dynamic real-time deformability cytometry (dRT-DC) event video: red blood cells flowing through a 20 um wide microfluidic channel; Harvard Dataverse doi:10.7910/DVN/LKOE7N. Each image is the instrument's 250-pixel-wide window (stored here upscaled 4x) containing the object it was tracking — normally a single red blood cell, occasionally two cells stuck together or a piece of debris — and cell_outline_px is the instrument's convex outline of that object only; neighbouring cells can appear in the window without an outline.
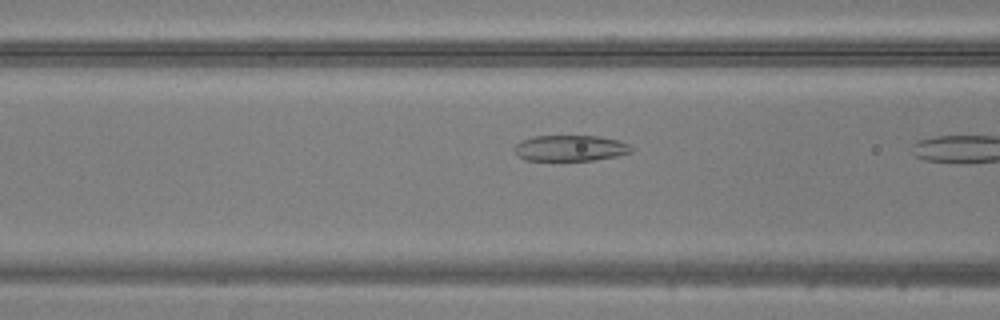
{"species": "common noctule bat (a hibernating species)", "species_latin": "Nyctalus noctula", "temperature_condition": "warm", "stored_images_in_passage": 6, "camera_frame_rate_fps": 3000, "um_per_image_px": 0.085, "animal": {"sex": "male", "body_mass_g": 20.5, "forearm_length_mm": 52.5}, "frame": {"image": 1, "passage_image": 5, "time_ms": 1.333, "image_size_px": [1000, 320], "cell_outline_px": [[632, 152], [616, 156], [592, 160], [524, 160], [512, 148], [520, 140], [532, 136], [600, 136], [616, 140], [628, 144], [632, 148]], "centroid_in_image_um": [48.44, 12.58], "position_along_channel_um": 118.2, "area_um2": 17.57}}